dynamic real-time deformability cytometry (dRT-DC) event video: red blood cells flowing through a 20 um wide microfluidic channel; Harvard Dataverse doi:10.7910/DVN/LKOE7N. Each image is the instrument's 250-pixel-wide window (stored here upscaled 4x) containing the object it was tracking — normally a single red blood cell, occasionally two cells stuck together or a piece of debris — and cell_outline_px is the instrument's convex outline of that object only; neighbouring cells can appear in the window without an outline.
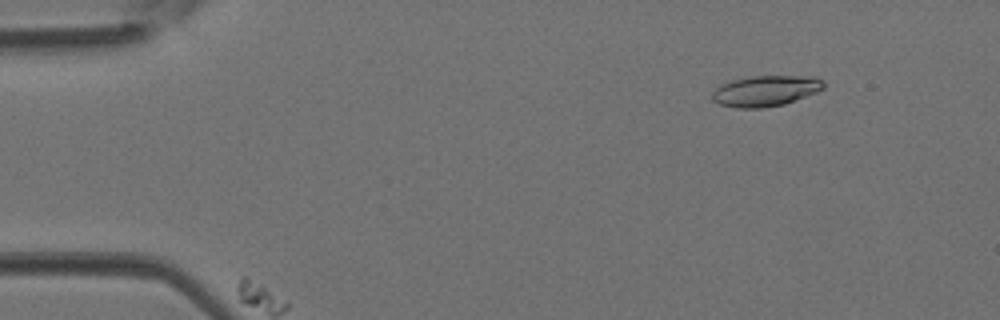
{"species": "Egyptian fruit bat (a non-hibernating species)", "species_latin": "Rousettus aegyptiacus", "temperature_condition": "room temperature", "stored_images_in_passage": 3, "camera_frame_rate_fps": 3000, "um_per_image_px": 0.085, "animal": {"sex": "female"}, "frame": {"image": 1, "passage_image": 1, "time_ms": 0.0, "image_size_px": [1000, 320], "cell_outline_px": [[824, 88], [816, 92], [784, 104], [764, 108], [736, 108], [720, 104], [712, 100], [712, 92], [720, 84], [732, 80], [752, 76], [816, 76], [824, 80]], "centroid_in_image_um": [65.07, 7.72], "position_along_channel_um": 19.9, "area_um2": 20.06}}
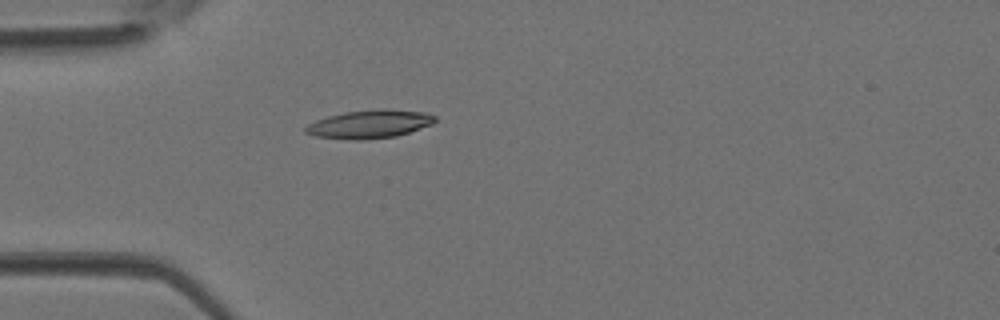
{"frame": {"image": 2, "passage_image": 3, "time_ms": 0.667, "image_size_px": [1000, 320], "cell_outline_px": [[436, 120], [432, 124], [396, 136], [360, 140], [352, 140], [316, 136], [304, 132], [304, 128], [308, 124], [316, 120], [328, 116], [344, 112], [384, 108], [428, 112], [436, 116]], "centroid_in_image_um": [31.42, 10.54], "position_along_channel_um": 53.6, "area_um2": 21.39}}